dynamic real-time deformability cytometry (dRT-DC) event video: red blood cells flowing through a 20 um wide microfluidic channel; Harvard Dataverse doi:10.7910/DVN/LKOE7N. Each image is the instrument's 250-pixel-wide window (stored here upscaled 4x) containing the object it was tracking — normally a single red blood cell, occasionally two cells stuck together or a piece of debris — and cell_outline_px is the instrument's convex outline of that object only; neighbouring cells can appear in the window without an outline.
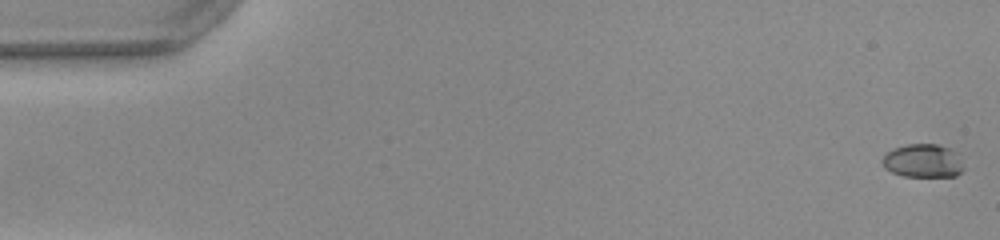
{"species": "common noctule bat (a hibernating species)", "species_latin": "Nyctalus noctula", "temperature_condition": "warm", "stored_images_in_passage": 52, "camera_frame_rate_fps": 3000, "um_per_image_px": 0.085, "animal": {"sex": "female", "body_mass_g": 22.0, "forearm_length_mm": 56.7}, "frame": {"image": 1, "passage_image": 1, "time_ms": 0.0, "image_size_px": [1000, 240], "cell_outline_px": [[964, 168], [956, 176], [904, 176], [892, 172], [884, 168], [880, 160], [892, 148], [908, 144], [936, 144], [948, 148], [952, 152]], "centroid_in_image_um": [78.37, 13.68], "position_along_channel_um": 6.6, "area_um2": 15.49}}
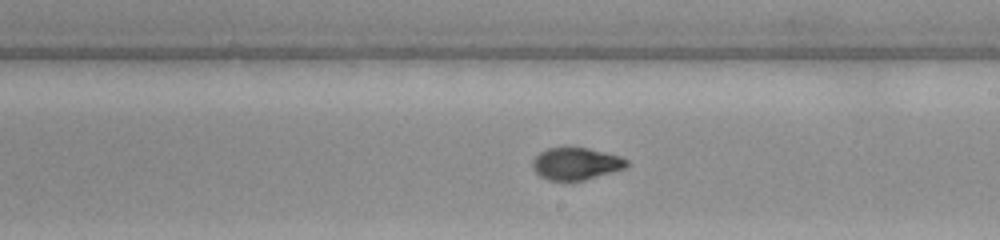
{"frame": {"image": 2, "passage_image": 30, "time_ms": 9.667, "image_size_px": [1000, 240], "cell_outline_px": [[628, 164], [624, 168], [612, 172], [584, 180], [548, 180], [540, 176], [532, 168], [532, 160], [540, 152], [548, 148], [588, 148], [620, 156], [628, 160]], "centroid_in_image_um": [48.94, 13.91], "position_along_channel_um": 240.1, "area_um2": 17.46}}
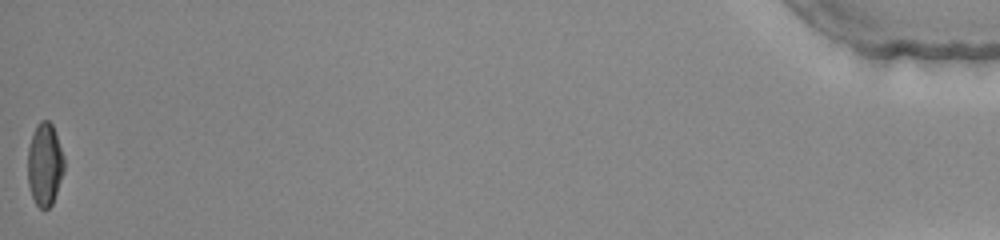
{"frame": {"image": 3, "passage_image": 52, "time_ms": 17.0, "image_size_px": [1000, 240], "cell_outline_px": [[64, 172], [52, 204], [48, 208], [40, 208], [36, 204], [32, 196], [28, 184], [28, 148], [36, 124], [40, 120], [48, 120], [52, 124], [64, 156]], "centroid_in_image_um": [3.81, 13.96], "position_along_channel_um": 431.4, "area_um2": 17.51}, "authors_computed_cell_mechanics": {"area_um2": 17.8602, "velocity_mm_per_s": 3.9979, "shape_relaxation_time_tau1_ms": null, "shape_relaxation_time_tau2_ms": 1.0098, "deformation_change_tau1": null, "deformation_change_tau2": 0.0517}}